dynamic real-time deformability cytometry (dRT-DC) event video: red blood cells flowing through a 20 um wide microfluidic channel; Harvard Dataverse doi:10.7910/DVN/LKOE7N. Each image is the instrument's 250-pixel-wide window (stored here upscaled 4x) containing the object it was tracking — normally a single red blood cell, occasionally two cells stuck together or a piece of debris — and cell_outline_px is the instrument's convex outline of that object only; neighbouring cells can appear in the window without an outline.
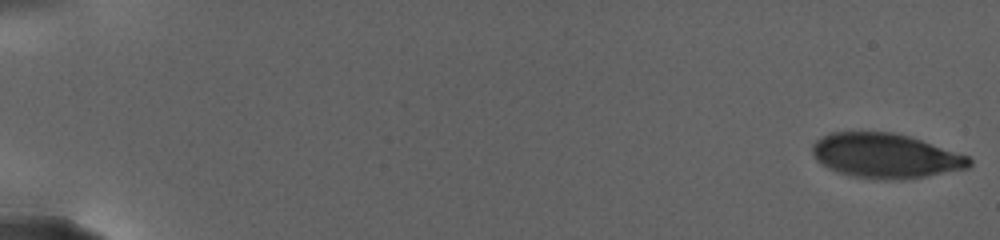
{"species": "human", "species_latin": "Homo sapiens", "temperature_condition": "warm", "stored_images_in_passage": 67, "camera_frame_rate_fps": 3000, "um_per_image_px": 0.085, "donor": {"sex": "female"}, "frame": {"image": 1, "passage_image": 1, "time_ms": 0.0, "image_size_px": [1000, 240], "cell_outline_px": [[972, 164], [968, 168], [924, 176], [900, 180], [876, 180], [848, 176], [836, 172], [820, 164], [816, 160], [812, 152], [812, 144], [816, 140], [832, 132], [892, 132], [908, 136], [968, 156], [972, 160]], "centroid_in_image_um": [75.21, 13.26], "position_along_channel_um": 9.8, "area_um2": 40.86}}
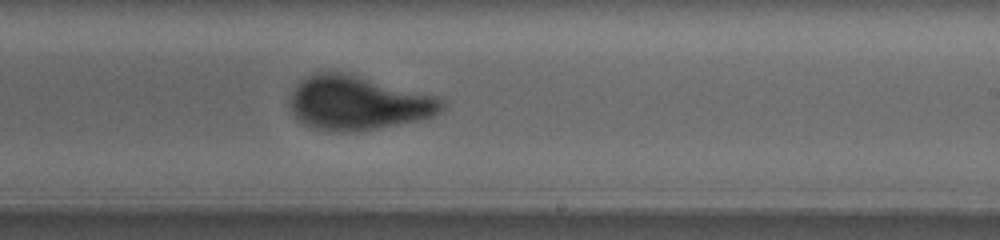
{"frame": {"image": 2, "passage_image": 38, "time_ms": 17.333, "image_size_px": [1000, 240], "cell_outline_px": [[444, 108], [436, 116], [420, 120], [376, 128], [352, 132], [336, 132], [316, 128], [304, 124], [292, 112], [292, 92], [296, 84], [300, 80], [312, 72], [340, 72], [436, 96], [444, 100]], "centroid_in_image_um": [30.44, 8.76], "position_along_channel_um": 258.6, "area_um2": 47.28}}
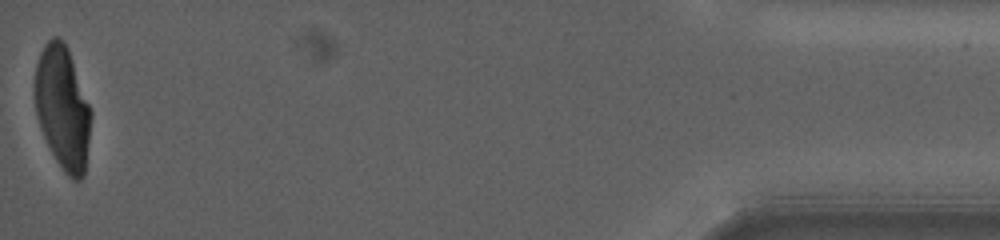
{"frame": {"image": 3, "passage_image": 67, "time_ms": 27.333, "image_size_px": [1000, 240], "cell_outline_px": [[92, 116], [84, 176], [80, 180], [72, 180], [64, 172], [56, 160], [40, 128], [36, 116], [32, 92], [36, 64], [40, 52], [44, 44], [52, 36], [60, 36], [68, 48], [92, 112]], "centroid_in_image_um": [5.29, 9.13], "position_along_channel_um": 429.9, "area_um2": 40.92}, "authors_computed_cell_mechanics": {"area_um2": 45.1418, "velocity_mm_per_s": 2.536, "shape_relaxation_time_tau1_ms": 6.8307, "shape_relaxation_time_tau2_ms": null, "deformation_change_tau1": 0.2014, "deformation_change_tau2": null}}